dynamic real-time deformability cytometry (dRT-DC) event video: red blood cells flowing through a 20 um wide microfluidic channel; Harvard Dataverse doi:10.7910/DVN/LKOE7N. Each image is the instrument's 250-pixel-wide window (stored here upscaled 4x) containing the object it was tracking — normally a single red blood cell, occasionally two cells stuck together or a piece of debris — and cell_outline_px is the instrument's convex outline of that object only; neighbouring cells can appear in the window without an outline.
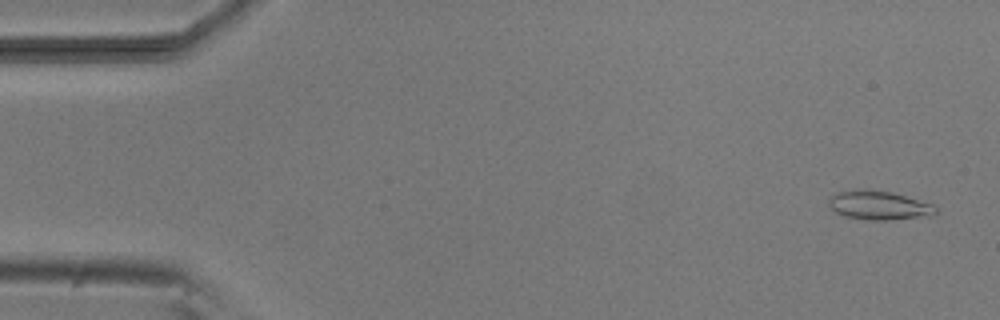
{"species": "common noctule bat (a hibernating species)", "species_latin": "Nyctalus noctula", "temperature_condition": "room temperature", "stored_images_in_passage": 8, "camera_frame_rate_fps": 3000, "um_per_image_px": 0.085, "animal": {"sex": "male", "body_mass_g": 20.5, "forearm_length_mm": 52.5}, "frame": {"image": 1, "passage_image": 1, "time_ms": 0.0, "image_size_px": [1000, 320], "cell_outline_px": [[940, 212], [932, 216], [888, 220], [864, 220], [844, 216], [836, 212], [828, 204], [828, 200], [832, 196], [840, 192], [856, 188], [868, 188], [892, 192], [932, 204]], "centroid_in_image_um": [74.72, 17.45], "position_along_channel_um": 10.3, "area_um2": 18.32}}
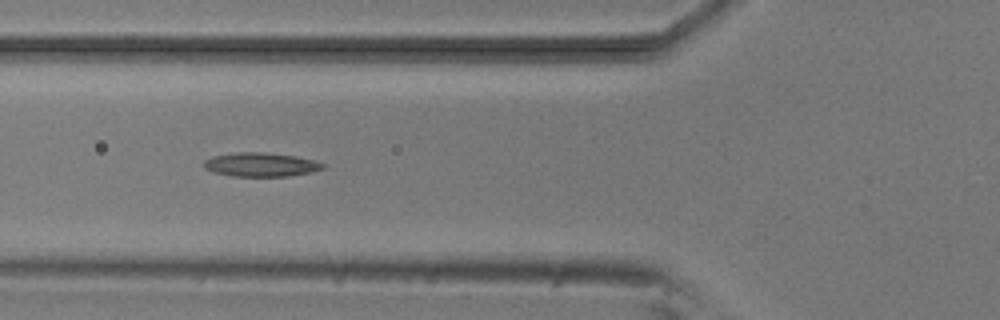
{"frame": {"image": 2, "passage_image": 6, "time_ms": 5.667, "image_size_px": [1000, 320], "cell_outline_px": [[324, 168], [312, 172], [288, 176], [232, 176], [212, 172], [204, 168], [204, 160], [212, 156], [236, 152], [264, 152], [296, 156], [312, 160], [324, 164]], "centroid_in_image_um": [22.13, 13.99], "position_along_channel_um": 103.7, "area_um2": 16.59}}
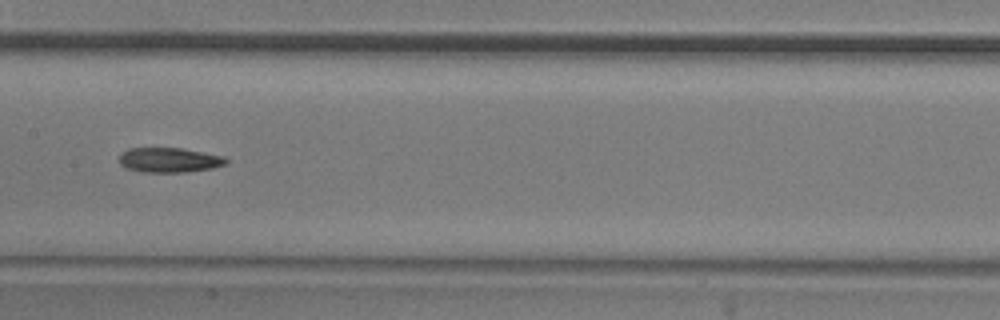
{"frame": {"image": 3, "passage_image": 8, "time_ms": 8.0, "image_size_px": [1000, 320], "cell_outline_px": [[228, 164], [212, 168], [188, 172], [144, 172], [128, 168], [120, 164], [120, 156], [128, 148], [180, 148], [224, 156], [228, 160]], "centroid_in_image_um": [14.43, 13.6], "position_along_channel_um": 193.0, "area_um2": 15.32}}